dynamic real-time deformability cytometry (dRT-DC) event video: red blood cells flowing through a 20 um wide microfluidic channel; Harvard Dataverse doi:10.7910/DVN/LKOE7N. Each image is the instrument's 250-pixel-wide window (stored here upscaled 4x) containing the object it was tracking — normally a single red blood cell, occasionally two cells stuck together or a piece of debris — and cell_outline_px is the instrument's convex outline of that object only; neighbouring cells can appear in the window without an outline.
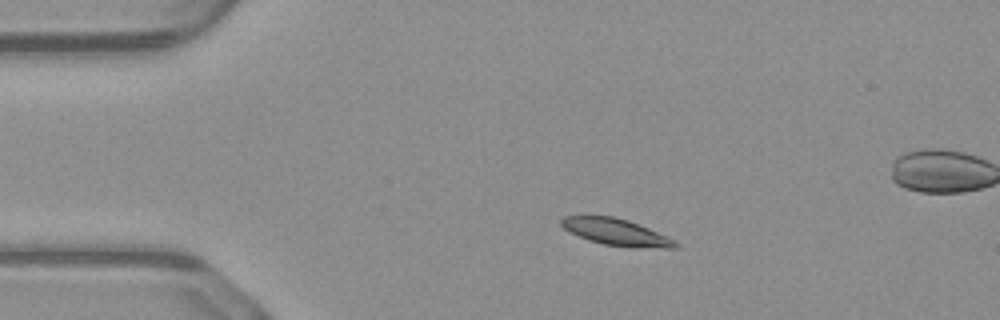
{"species": "common noctule bat (a hibernating species)", "species_latin": "Nyctalus noctula", "temperature_condition": "warm", "stored_images_in_passage": 42, "segment_of_instrument_passage": [1, 2], "camera_frame_rate_fps": 3000, "um_per_image_px": 0.085, "animal": {"sex": "male", "body_mass_g": 23.1, "forearm_length_mm": 52.7}, "frame": {"image": 1, "passage_image": 1, "time_ms": 0.0, "image_size_px": [1000, 320], "cell_outline_px": [[680, 248], [632, 248], [604, 244], [588, 240], [568, 232], [560, 224], [560, 220], [564, 216], [612, 216], [628, 220], [668, 236], [676, 240], [680, 244]], "centroid_in_image_um": [52.42, 19.75], "position_along_channel_um": 32.6, "area_um2": 17.98}}
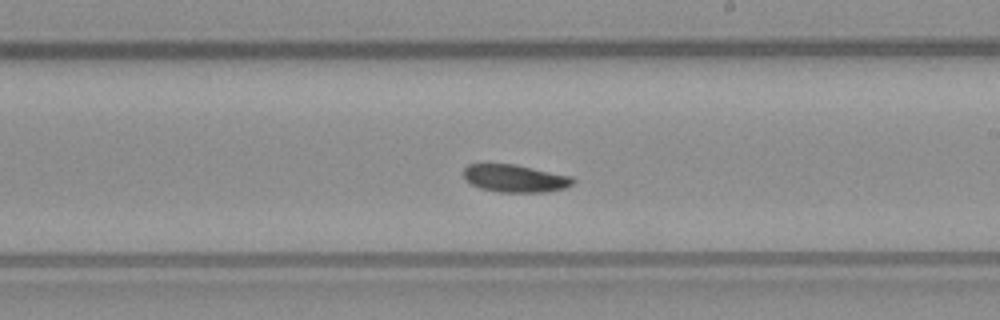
{"frame": {"image": 2, "passage_image": 20, "time_ms": 6.333, "image_size_px": [1000, 320], "cell_outline_px": [[576, 180], [572, 184], [564, 188], [544, 192], [500, 192], [480, 188], [472, 184], [464, 176], [464, 168], [468, 164], [516, 164], [572, 176]], "centroid_in_image_um": [43.8, 15.15], "position_along_channel_um": 245.2, "area_um2": 17.51}}
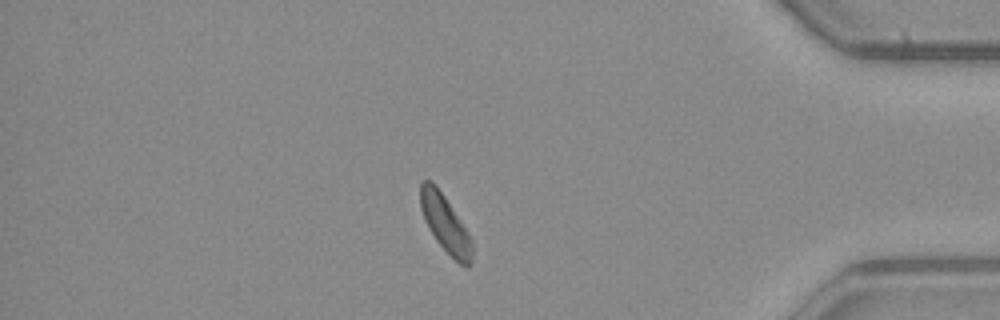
{"frame": {"image": 3, "passage_image": 34, "time_ms": 11.0, "image_size_px": [1000, 320], "cell_outline_px": [[472, 264], [468, 268], [460, 264], [436, 240], [428, 228], [420, 208], [420, 184], [424, 180], [432, 180], [436, 184], [468, 232], [472, 240]], "centroid_in_image_um": [37.84, 19.01], "position_along_channel_um": 397.4, "area_um2": 17.05}}